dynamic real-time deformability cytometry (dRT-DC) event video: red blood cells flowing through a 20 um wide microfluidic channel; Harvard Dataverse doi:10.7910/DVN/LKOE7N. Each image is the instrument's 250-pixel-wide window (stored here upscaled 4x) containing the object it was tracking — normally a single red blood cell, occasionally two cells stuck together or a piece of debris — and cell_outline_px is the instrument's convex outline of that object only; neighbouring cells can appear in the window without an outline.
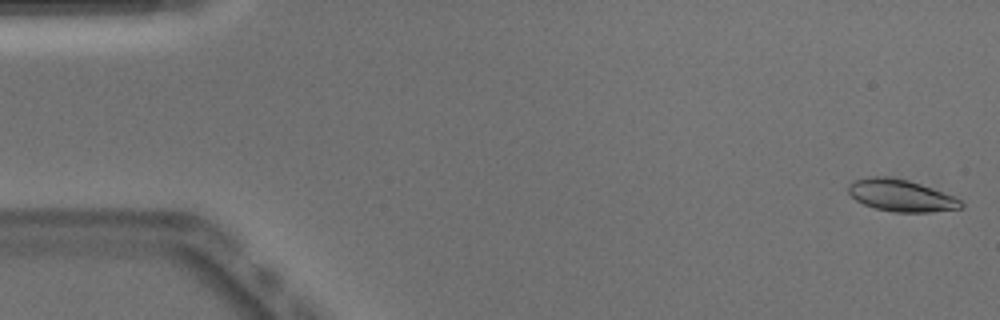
{"species": "Egyptian fruit bat (a non-hibernating species)", "species_latin": "Rousettus aegyptiacus", "temperature_condition": "warm", "stored_images_in_passage": 51, "camera_frame_rate_fps": 3000, "um_per_image_px": 0.085, "animal": {"sex": "male"}, "frame": {"image": 1, "passage_image": 1, "time_ms": 0.0, "image_size_px": [1000, 320], "cell_outline_px": [[964, 208], [928, 212], [896, 212], [876, 208], [864, 204], [856, 200], [848, 192], [848, 184], [852, 180], [872, 176], [884, 176], [908, 180], [956, 196], [964, 204]], "centroid_in_image_um": [76.6, 16.61], "position_along_channel_um": 8.4, "area_um2": 20.98}}
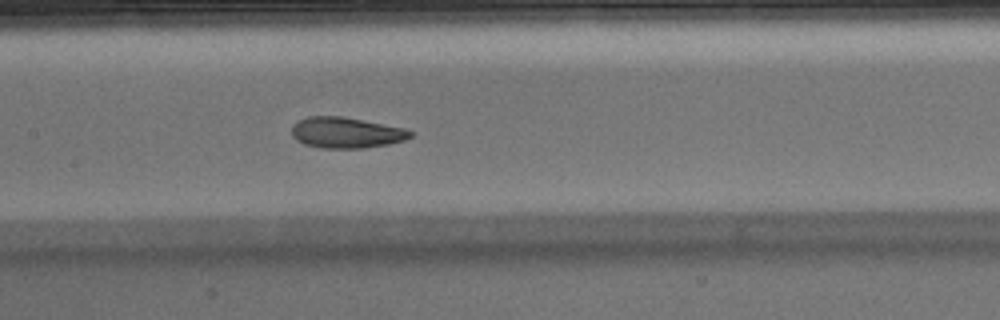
{"frame": {"image": 2, "passage_image": 24, "time_ms": 7.667, "image_size_px": [1000, 320], "cell_outline_px": [[412, 136], [404, 140], [388, 144], [364, 148], [320, 148], [304, 144], [296, 140], [292, 136], [292, 124], [296, 120], [308, 116], [344, 116], [404, 128], [412, 132]], "centroid_in_image_um": [29.37, 11.27], "position_along_channel_um": 178.0, "area_um2": 21.5}}
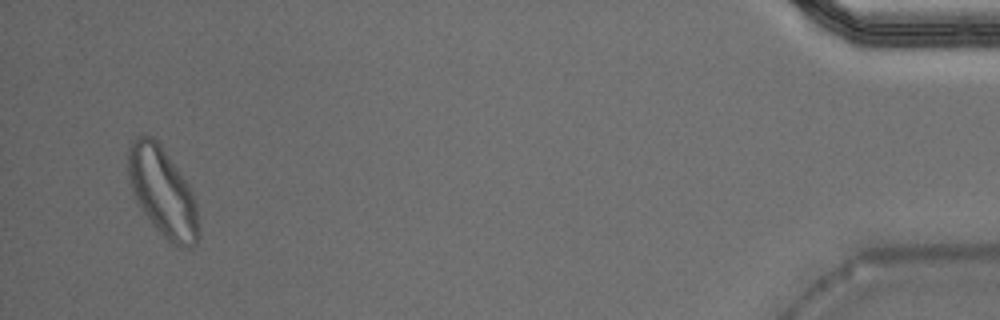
{"frame": {"image": 3, "passage_image": 49, "time_ms": 16.0, "image_size_px": [1000, 320], "cell_outline_px": [[200, 236], [196, 244], [192, 248], [180, 248], [172, 244], [152, 224], [136, 200], [132, 192], [128, 176], [128, 144], [136, 136], [152, 136], [160, 144], [188, 184], [192, 192], [196, 204], [200, 232]], "centroid_in_image_um": [13.83, 16.34], "position_along_channel_um": 421.4, "area_um2": 36.53}, "authors_computed_cell_mechanics": {"area_um2": 21.6172, "velocity_mm_per_s": 3.9142, "shape_relaxation_time_tau1_ms": 4.2127, "shape_relaxation_time_tau2_ms": 1.7578, "deformation_change_tau1": 0.1739, "deformation_change_tau2": 0.0743}}